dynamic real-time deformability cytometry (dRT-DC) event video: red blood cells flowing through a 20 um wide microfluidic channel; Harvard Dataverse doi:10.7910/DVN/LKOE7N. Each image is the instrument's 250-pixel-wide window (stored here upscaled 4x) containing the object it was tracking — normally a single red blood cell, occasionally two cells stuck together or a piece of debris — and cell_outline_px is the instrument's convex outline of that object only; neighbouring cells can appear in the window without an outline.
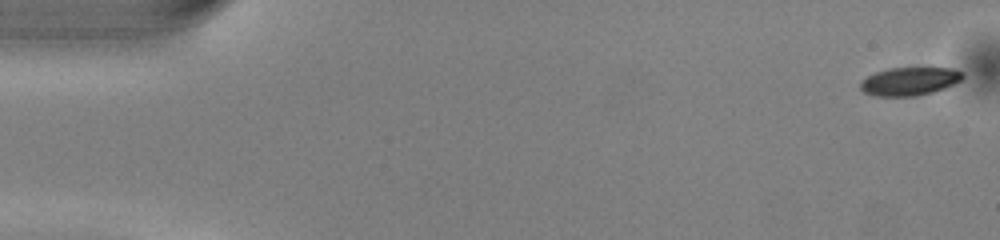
{"species": "common noctule bat (a hibernating species)", "species_latin": "Nyctalus noctula", "temperature_condition": "warm", "stored_images_in_passage": 10, "camera_frame_rate_fps": 3000, "um_per_image_px": 0.085, "animal": {"sex": "male", "body_mass_g": 13.0, "forearm_length_mm": 53.1}, "frame": {"image": 1, "passage_image": 1, "time_ms": 0.0, "image_size_px": [1000, 240], "cell_outline_px": [[964, 76], [960, 80], [944, 88], [932, 92], [916, 96], [876, 96], [864, 92], [860, 88], [860, 80], [876, 72], [888, 68], [952, 68], [964, 72]], "centroid_in_image_um": [77.29, 6.91], "position_along_channel_um": 7.7, "area_um2": 16.76}}